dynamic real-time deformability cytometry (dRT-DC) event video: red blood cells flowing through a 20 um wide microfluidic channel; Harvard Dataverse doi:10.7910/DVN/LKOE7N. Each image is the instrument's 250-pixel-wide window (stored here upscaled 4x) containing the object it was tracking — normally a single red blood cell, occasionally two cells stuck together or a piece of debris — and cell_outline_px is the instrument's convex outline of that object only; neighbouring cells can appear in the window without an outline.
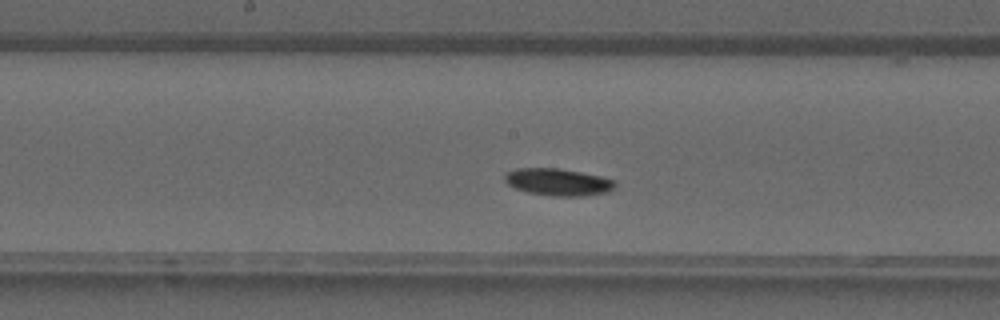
{"species": "common noctule bat (a hibernating species)", "species_latin": "Nyctalus noctula", "temperature_condition": "warm", "stored_images_in_passage": 35, "segment_of_instrument_passage": [1, 2], "camera_frame_rate_fps": 3000, "um_per_image_px": 0.085, "animal": {"sex": "male", "forearm_length_mm": 52.5}, "frame": {"image": 1, "passage_image": 15, "time_ms": 4.667, "image_size_px": [1000, 320], "cell_outline_px": [[616, 188], [608, 192], [584, 196], [552, 196], [528, 192], [516, 188], [508, 184], [504, 180], [504, 176], [508, 172], [516, 168], [556, 168], [580, 172], [600, 176], [616, 180]], "centroid_in_image_um": [47.47, 15.48], "position_along_channel_um": 200.7, "area_um2": 17.46}}
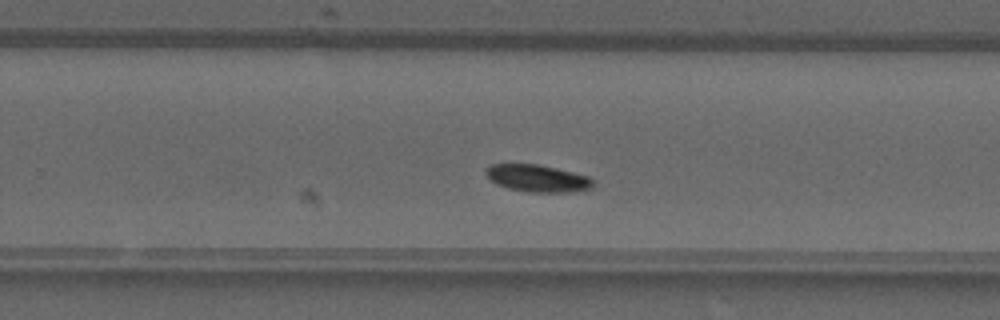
{"frame": {"image": 2, "passage_image": 20, "time_ms": 6.333, "image_size_px": [1000, 320], "cell_outline_px": [[596, 184], [592, 188], [572, 192], [528, 192], [508, 188], [496, 184], [484, 172], [492, 164], [536, 164], [556, 168], [588, 176], [596, 180]], "centroid_in_image_um": [45.75, 15.16], "position_along_channel_um": 284.1, "area_um2": 16.99}}
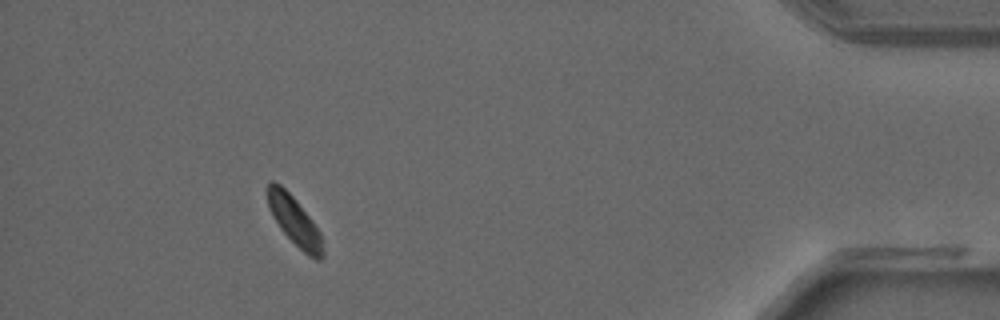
{"frame": {"image": 3, "passage_image": 31, "time_ms": 10.0, "image_size_px": [1000, 320], "cell_outline_px": [[324, 256], [320, 260], [316, 260], [308, 256], [280, 228], [272, 216], [268, 208], [268, 184], [272, 180], [280, 184], [296, 200], [320, 232], [324, 248]], "centroid_in_image_um": [25.04, 18.8], "position_along_channel_um": 410.2, "area_um2": 15.43}}